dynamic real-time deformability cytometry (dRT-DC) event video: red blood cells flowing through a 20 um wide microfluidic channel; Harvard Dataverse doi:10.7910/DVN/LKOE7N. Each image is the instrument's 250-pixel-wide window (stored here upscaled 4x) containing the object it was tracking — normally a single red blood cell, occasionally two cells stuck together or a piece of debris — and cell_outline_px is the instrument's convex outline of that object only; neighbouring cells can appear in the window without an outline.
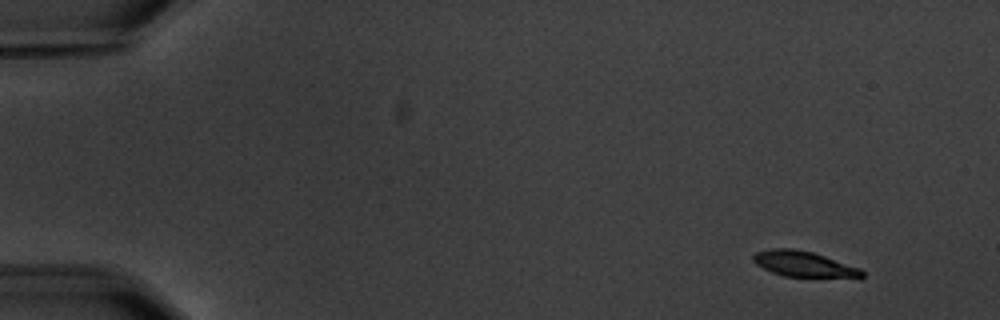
{"species": "common noctule bat (a hibernating species)", "species_latin": "Nyctalus noctula", "temperature_condition": "warm", "stored_images_in_passage": 6, "camera_frame_rate_fps": 3000, "um_per_image_px": 0.085, "animal": {"sex": "male", "body_mass_g": 20.1, "forearm_length_mm": 53.5}, "frame": {"image": 1, "passage_image": 1, "time_ms": 0.0, "image_size_px": [1000, 320], "cell_outline_px": [[864, 276], [860, 280], [784, 276], [772, 272], [756, 264], [752, 260], [752, 256], [756, 252], [772, 248], [792, 248], [812, 252], [860, 268], [864, 272]], "centroid_in_image_um": [68.43, 22.49], "position_along_channel_um": 16.6, "area_um2": 16.82}}
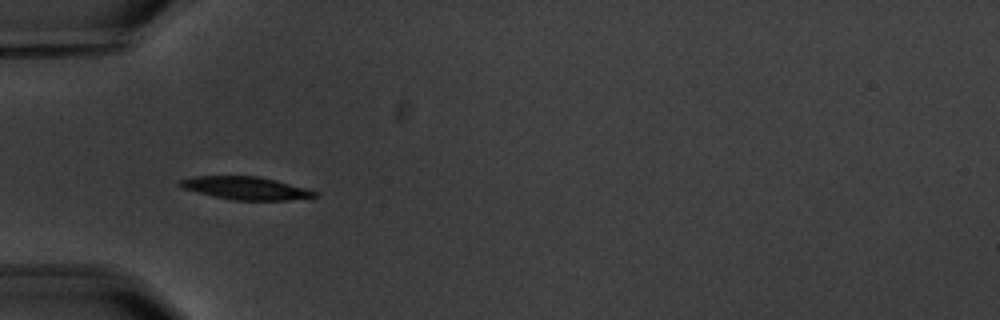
{"frame": {"image": 2, "passage_image": 5, "time_ms": 4.667, "image_size_px": [1000, 320], "cell_outline_px": [[320, 196], [288, 200], [232, 200], [212, 196], [184, 188], [176, 184], [180, 180], [192, 176], [256, 176], [276, 180], [308, 188], [320, 192]], "centroid_in_image_um": [20.94, 15.99], "position_along_channel_um": 64.1, "area_um2": 18.09}}
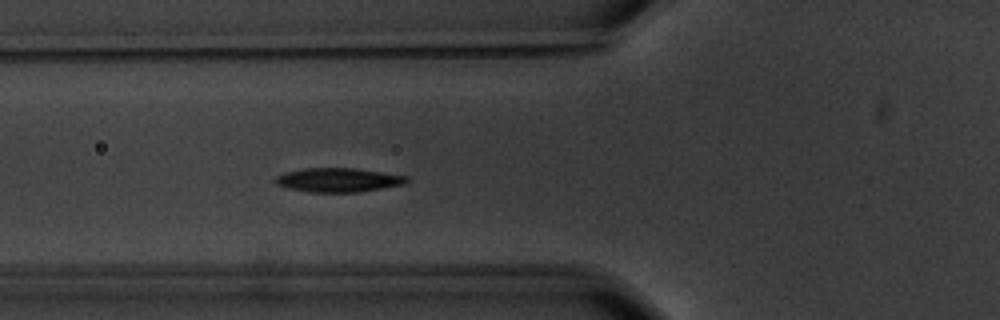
{"frame": {"image": 3, "passage_image": 6, "time_ms": 5.667, "image_size_px": [1000, 320], "cell_outline_px": [[408, 180], [404, 184], [360, 192], [312, 192], [288, 188], [276, 184], [272, 180], [276, 176], [288, 172], [304, 168], [356, 168], [408, 176]], "centroid_in_image_um": [28.75, 15.29], "position_along_channel_um": 97.1, "area_um2": 18.32}}